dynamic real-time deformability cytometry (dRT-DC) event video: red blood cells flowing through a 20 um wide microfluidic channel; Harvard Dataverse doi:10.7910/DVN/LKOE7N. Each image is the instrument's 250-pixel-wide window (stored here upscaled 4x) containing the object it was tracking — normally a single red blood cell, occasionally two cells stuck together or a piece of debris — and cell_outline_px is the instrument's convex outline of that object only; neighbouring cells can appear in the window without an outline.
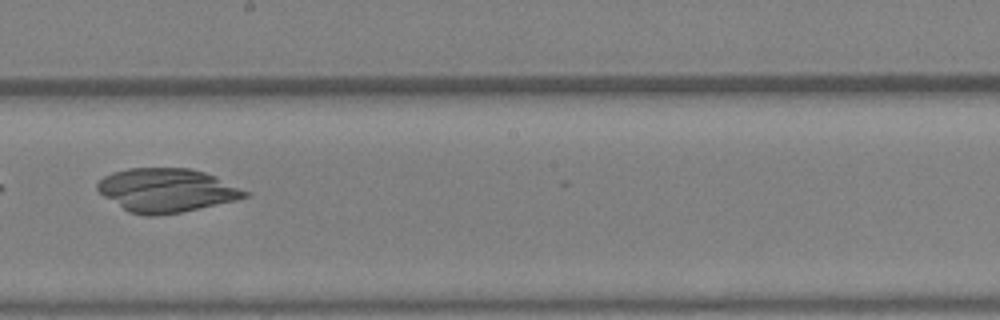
{"species": "Egyptian fruit bat (a non-hibernating species)", "species_latin": "Rousettus aegyptiacus", "temperature_condition": "warm", "stored_images_in_passage": 40, "camera_frame_rate_fps": 3000, "um_per_image_px": 0.085, "animal": {"sex": "female"}, "frame": {"image": 1, "passage_image": 23, "time_ms": 7.333, "image_size_px": [1000, 320], "cell_outline_px": [[252, 192], [248, 196], [236, 200], [180, 212], [156, 216], [144, 216], [128, 212], [104, 196], [96, 188], [96, 184], [104, 176], [112, 172], [128, 168], [188, 168], [204, 172], [216, 176]], "centroid_in_image_um": [14.17, 16.17], "position_along_channel_um": 234.0, "area_um2": 37.63}}